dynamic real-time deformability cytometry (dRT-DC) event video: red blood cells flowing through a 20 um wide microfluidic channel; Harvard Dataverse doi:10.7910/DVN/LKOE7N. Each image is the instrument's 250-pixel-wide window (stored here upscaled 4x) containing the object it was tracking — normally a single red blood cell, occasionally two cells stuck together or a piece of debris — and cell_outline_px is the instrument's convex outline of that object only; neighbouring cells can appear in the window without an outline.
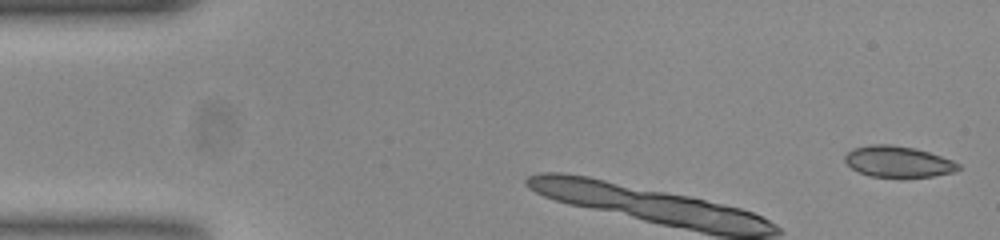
{"species": "common noctule bat (a hibernating species)", "species_latin": "Nyctalus noctula", "temperature_condition": "room temperature", "stored_images_in_passage": 5, "camera_frame_rate_fps": 3000, "um_per_image_px": 0.085, "animal": {"sex": "female", "body_mass_g": 23.0, "forearm_length_mm": 53.4}, "frame": {"image": 1, "passage_image": 1, "time_ms": 0.0, "image_size_px": [1000, 240], "cell_outline_px": [[964, 168], [956, 172], [932, 176], [868, 176], [852, 168], [844, 160], [844, 156], [852, 148], [868, 144], [892, 144], [916, 148], [952, 160], [960, 164]], "centroid_in_image_um": [76.36, 13.72], "position_along_channel_um": 8.6, "area_um2": 20.58}}